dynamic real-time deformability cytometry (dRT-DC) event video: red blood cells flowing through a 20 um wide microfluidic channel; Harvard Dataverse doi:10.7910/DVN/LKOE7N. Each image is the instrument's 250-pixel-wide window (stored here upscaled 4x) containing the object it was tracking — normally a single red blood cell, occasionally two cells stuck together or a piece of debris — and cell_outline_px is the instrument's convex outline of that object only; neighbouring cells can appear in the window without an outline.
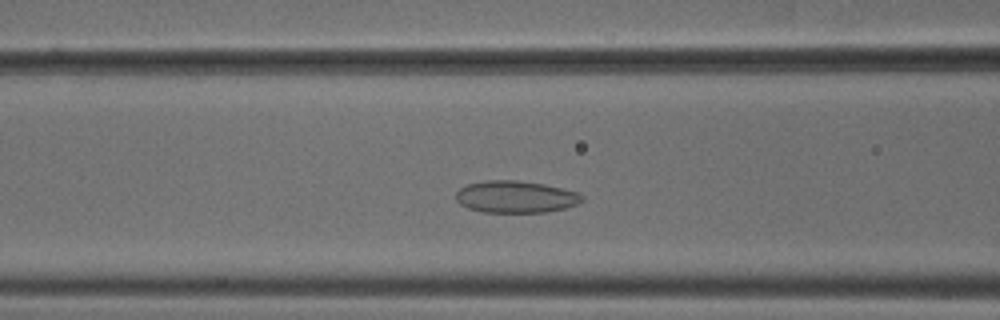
{"species": "common noctule bat (a hibernating species)", "species_latin": "Nyctalus noctula", "temperature_condition": "cold", "stored_images_in_passage": 45, "camera_frame_rate_fps": 3000, "um_per_image_px": 0.085, "animal": {"sex": "male", "body_mass_g": 18.8}, "frame": {"image": 1, "passage_image": 13, "time_ms": 4.0, "image_size_px": [1000, 320], "cell_outline_px": [[584, 200], [576, 204], [564, 208], [544, 212], [484, 212], [468, 208], [460, 204], [456, 200], [456, 192], [460, 188], [468, 184], [484, 180], [516, 180], [544, 184], [576, 192], [584, 196]], "centroid_in_image_um": [43.8, 16.72], "position_along_channel_um": 122.8, "area_um2": 23.41}}
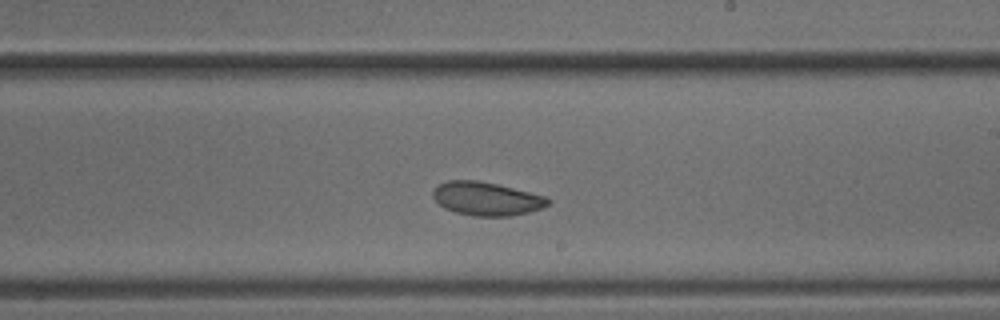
{"frame": {"image": 2, "passage_image": 23, "time_ms": 7.333, "image_size_px": [1000, 320], "cell_outline_px": [[552, 200], [544, 208], [512, 216], [472, 216], [456, 212], [444, 208], [432, 196], [432, 192], [440, 184], [448, 180], [476, 180], [496, 184], [544, 196]], "centroid_in_image_um": [41.36, 16.9], "position_along_channel_um": 247.6, "area_um2": 22.25}}
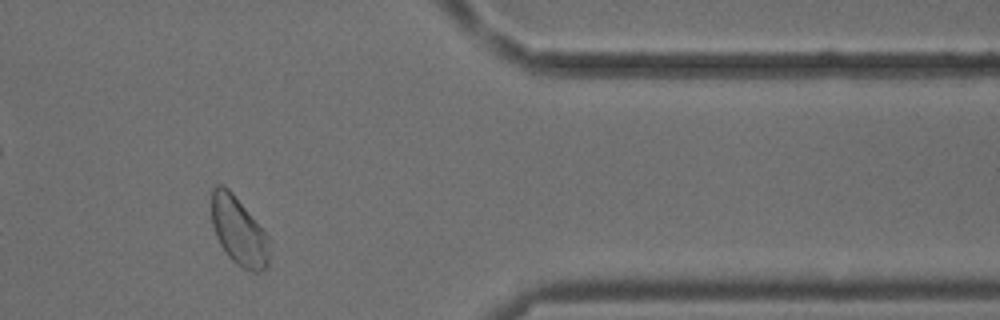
{"frame": {"image": 3, "passage_image": 36, "time_ms": 11.667, "image_size_px": [1000, 320], "cell_outline_px": [[268, 268], [260, 272], [252, 272], [236, 264], [228, 256], [220, 244], [216, 236], [212, 224], [212, 188], [216, 184], [220, 184], [228, 188], [232, 192], [268, 236]], "centroid_in_image_um": [20.28, 19.66], "position_along_channel_um": 391.1, "area_um2": 22.77}, "authors_computed_cell_mechanics": {"area_um2": 23.409, "velocity_mm_per_s": 3.7508, "shape_relaxation_time_tau1_ms": 4.6197, "shape_relaxation_time_tau2_ms": 2.1502, "deformation_change_tau1": 0.0544, "deformation_change_tau2": 0.0513}}